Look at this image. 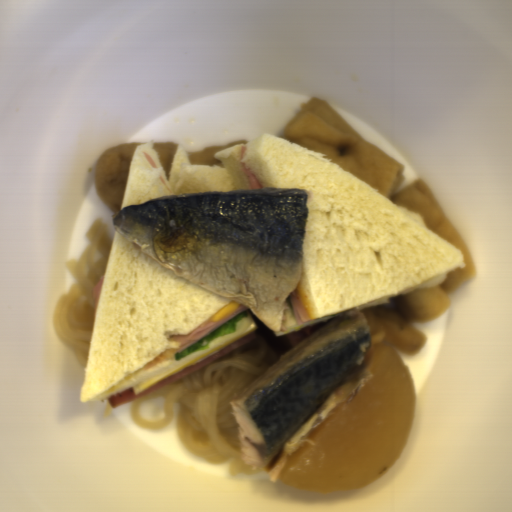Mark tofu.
<instances>
[{
    "label": "tofu",
    "instance_id": "tofu-1",
    "mask_svg": "<svg viewBox=\"0 0 512 512\" xmlns=\"http://www.w3.org/2000/svg\"><path fill=\"white\" fill-rule=\"evenodd\" d=\"M284 140L307 148L352 173L387 199L418 213L427 228L456 246L466 265L447 274L438 286L409 291L385 304L407 325L437 319L451 305L452 293L474 279L467 244L447 218L429 184L416 178L401 188L405 166L367 141L326 100L311 97L284 127ZM401 188V189H400Z\"/></svg>",
    "mask_w": 512,
    "mask_h": 512
}]
</instances>
